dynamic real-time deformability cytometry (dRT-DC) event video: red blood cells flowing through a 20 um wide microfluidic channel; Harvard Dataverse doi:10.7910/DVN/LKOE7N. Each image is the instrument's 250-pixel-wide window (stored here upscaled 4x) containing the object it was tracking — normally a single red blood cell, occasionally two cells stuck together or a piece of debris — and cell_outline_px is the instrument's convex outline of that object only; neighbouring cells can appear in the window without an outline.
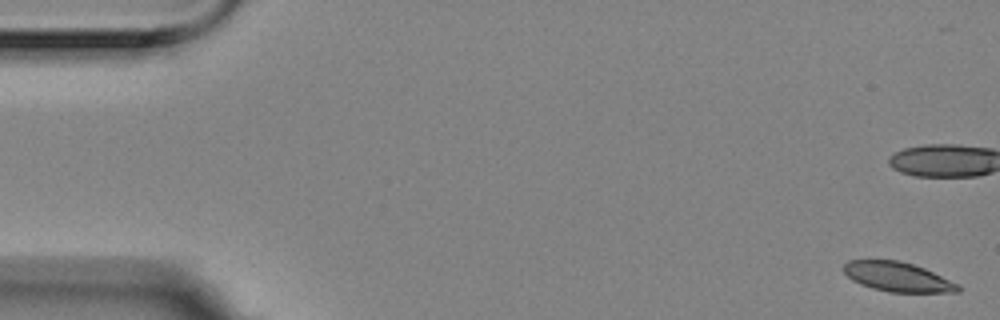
{"species": "Egyptian fruit bat (a non-hibernating species)", "species_latin": "Rousettus aegyptiacus", "temperature_condition": "room temperature", "stored_images_in_passage": 16, "camera_frame_rate_fps": 3000, "um_per_image_px": 0.085, "animal": {"sex": "female"}, "frame": {"image": 1, "passage_image": 1, "time_ms": 0.0, "image_size_px": [1000, 320], "cell_outline_px": [[960, 292], [888, 292], [872, 288], [860, 284], [852, 280], [840, 268], [848, 260], [900, 260], [924, 268], [960, 284]], "centroid_in_image_um": [76.28, 23.53], "position_along_channel_um": 8.7, "area_um2": 19.77}}